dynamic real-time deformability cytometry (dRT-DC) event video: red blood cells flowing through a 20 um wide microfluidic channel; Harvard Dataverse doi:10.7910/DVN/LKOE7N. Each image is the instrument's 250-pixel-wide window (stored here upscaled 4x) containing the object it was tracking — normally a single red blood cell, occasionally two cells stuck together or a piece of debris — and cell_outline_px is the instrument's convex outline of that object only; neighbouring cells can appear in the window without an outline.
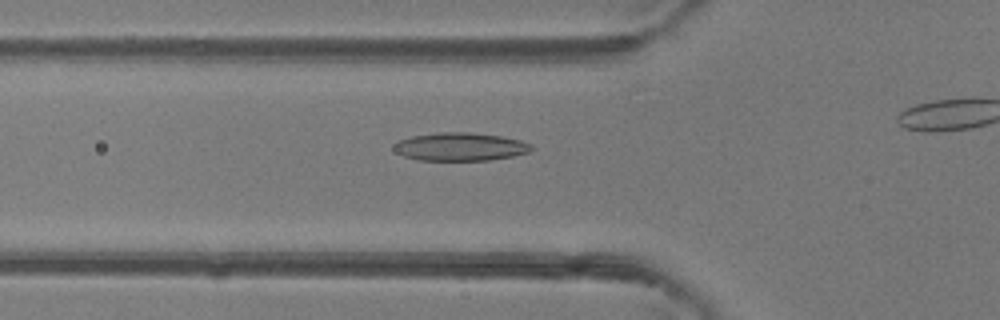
{"species": "common noctule bat (a hibernating species)", "species_latin": "Nyctalus noctula", "temperature_condition": "room temperature", "stored_images_in_passage": 35, "camera_frame_rate_fps": 3000, "um_per_image_px": 0.085, "animal": {"sex": "female"}, "frame": {"image": 1, "passage_image": 13, "time_ms": 4.0, "image_size_px": [1000, 320], "cell_outline_px": [[536, 148], [528, 152], [512, 156], [488, 160], [420, 160], [404, 156], [396, 152], [392, 148], [400, 140], [412, 136], [440, 132], [468, 132], [500, 136], [520, 140], [532, 144]], "centroid_in_image_um": [39.15, 12.47], "position_along_channel_um": 86.7, "area_um2": 22.43}}
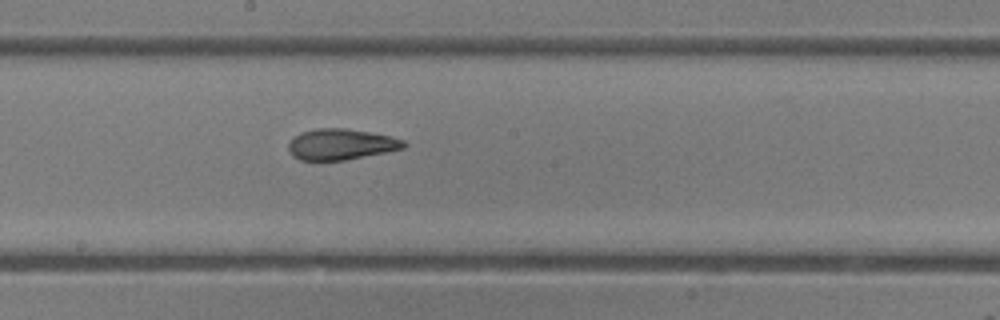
{"frame": {"image": 2, "passage_image": 22, "time_ms": 7.0, "image_size_px": [1000, 320], "cell_outline_px": [[408, 144], [404, 148], [388, 152], [344, 160], [300, 160], [292, 156], [288, 152], [288, 144], [300, 132], [316, 128], [344, 128], [372, 132], [404, 140]], "centroid_in_image_um": [28.98, 12.27], "position_along_channel_um": 219.2, "area_um2": 20.87}}
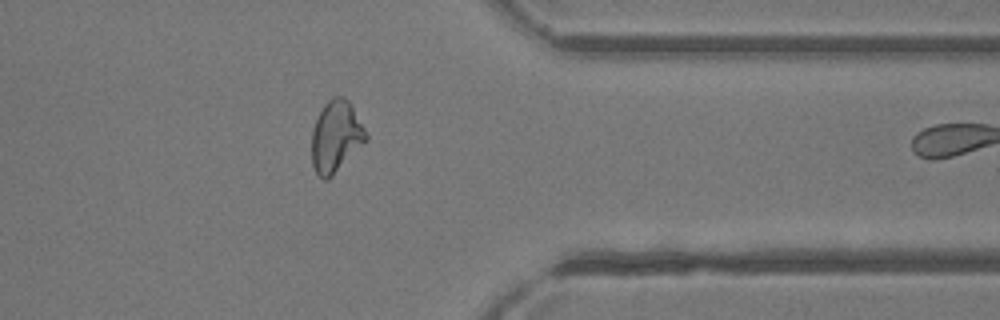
{"frame": {"image": 3, "passage_image": 34, "time_ms": 11.0, "image_size_px": [1000, 320], "cell_outline_px": [[368, 140], [328, 180], [324, 180], [316, 172], [312, 164], [312, 128], [324, 104], [332, 96], [344, 96], [352, 104], [368, 136]], "centroid_in_image_um": [28.56, 11.59], "position_along_channel_um": 382.8, "area_um2": 22.66}}